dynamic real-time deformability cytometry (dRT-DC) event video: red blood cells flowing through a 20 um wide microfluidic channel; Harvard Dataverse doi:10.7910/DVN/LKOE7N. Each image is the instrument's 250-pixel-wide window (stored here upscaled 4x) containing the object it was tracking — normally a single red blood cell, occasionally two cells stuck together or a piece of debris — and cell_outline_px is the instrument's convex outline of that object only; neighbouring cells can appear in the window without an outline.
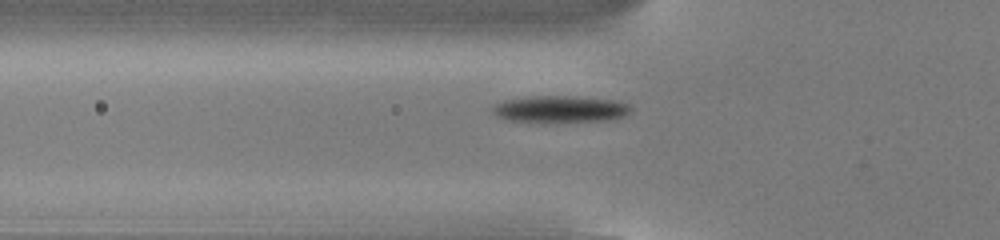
{"species": "common noctule bat (a hibernating species)", "species_latin": "Nyctalus noctula", "temperature_condition": "cold", "stored_images_in_passage": 53, "camera_frame_rate_fps": 3000, "um_per_image_px": 0.085, "animal": {"sex": "male", "body_mass_g": 13.0, "forearm_length_mm": 53.1}, "frame": {"image": 1, "passage_image": 18, "time_ms": 5.667, "image_size_px": [1000, 240], "cell_outline_px": [[632, 112], [624, 116], [612, 120], [508, 120], [496, 116], [492, 112], [492, 108], [496, 104], [504, 100], [524, 96], [572, 96], [612, 100], [628, 104], [632, 108]], "centroid_in_image_um": [47.62, 9.24], "position_along_channel_um": 78.2, "area_um2": 20.92}}
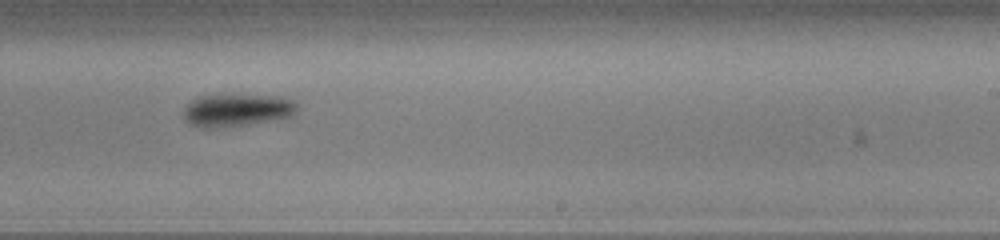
{"frame": {"image": 2, "passage_image": 33, "time_ms": 10.667, "image_size_px": [1000, 240], "cell_outline_px": [[296, 112], [292, 116], [272, 120], [244, 124], [212, 128], [200, 128], [192, 124], [184, 116], [184, 108], [192, 100], [200, 96], [280, 96], [292, 100], [296, 104]], "centroid_in_image_um": [20.14, 9.37], "position_along_channel_um": 268.9, "area_um2": 20.87}}
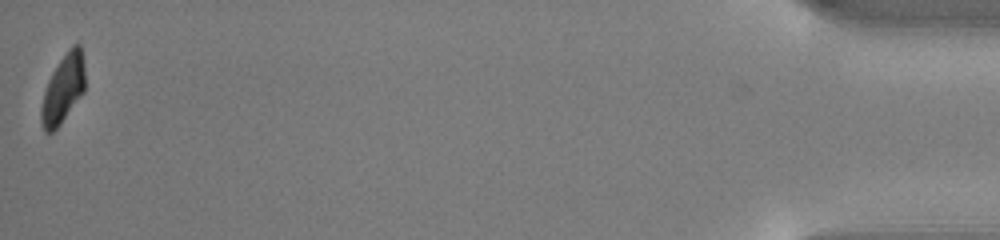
{"frame": {"image": 3, "passage_image": 53, "time_ms": 17.333, "image_size_px": [1000, 240], "cell_outline_px": [[84, 92], [60, 124], [52, 132], [44, 132], [40, 120], [40, 108], [44, 92], [48, 80], [52, 72], [68, 48], [72, 44], [80, 44], [84, 64]], "centroid_in_image_um": [5.35, 7.55], "position_along_channel_um": 429.9, "area_um2": 17.46}, "authors_computed_cell_mechanics": {"area_um2": 19.7676, "velocity_mm_per_s": 3.8204, "shape_relaxation_time_tau1_ms": 1.9629, "shape_relaxation_time_tau2_ms": null, "deformation_change_tau1": 0.1381, "deformation_change_tau2": null}}